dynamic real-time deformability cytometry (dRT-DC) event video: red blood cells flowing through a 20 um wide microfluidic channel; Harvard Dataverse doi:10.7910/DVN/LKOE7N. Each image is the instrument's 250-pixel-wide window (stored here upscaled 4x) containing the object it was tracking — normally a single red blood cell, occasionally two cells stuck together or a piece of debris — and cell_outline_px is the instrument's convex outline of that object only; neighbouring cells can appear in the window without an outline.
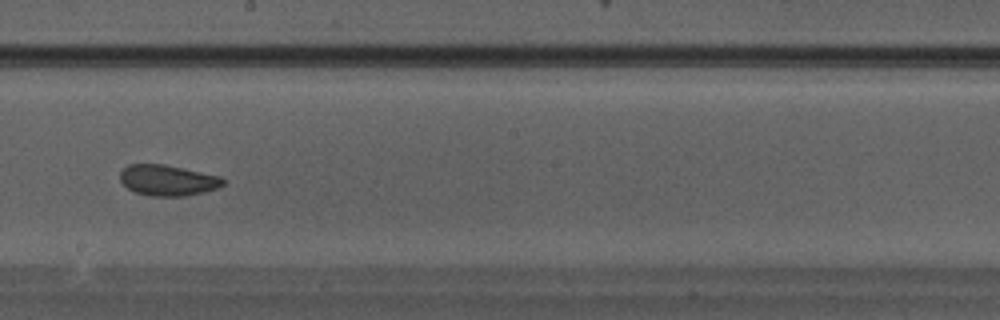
{"species": "Egyptian fruit bat (a non-hibernating species)", "species_latin": "Rousettus aegyptiacus", "temperature_condition": "warm", "stored_images_in_passage": 34, "camera_frame_rate_fps": 3000, "um_per_image_px": 0.085, "animal": {"sex": "male"}, "frame": {"image": 1, "passage_image": 20, "time_ms": 6.333, "image_size_px": [1000, 320], "cell_outline_px": [[224, 184], [220, 188], [204, 192], [184, 196], [152, 196], [136, 192], [128, 188], [120, 180], [120, 172], [128, 164], [164, 164], [220, 176], [224, 180]], "centroid_in_image_um": [14.27, 15.32], "position_along_channel_um": 233.9, "area_um2": 18.44}}